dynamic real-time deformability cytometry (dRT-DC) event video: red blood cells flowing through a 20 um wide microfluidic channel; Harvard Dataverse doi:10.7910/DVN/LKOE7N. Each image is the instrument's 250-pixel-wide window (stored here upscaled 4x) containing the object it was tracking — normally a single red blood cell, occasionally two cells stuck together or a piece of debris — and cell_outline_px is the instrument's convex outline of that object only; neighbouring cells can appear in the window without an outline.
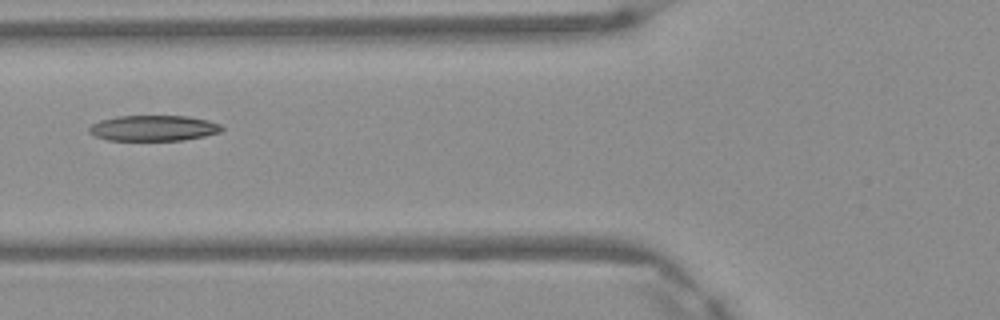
{"species": "Egyptian fruit bat (a non-hibernating species)", "species_latin": "Rousettus aegyptiacus", "temperature_condition": "warm", "stored_images_in_passage": 7, "camera_frame_rate_fps": 3000, "um_per_image_px": 0.085, "frame": {"image": 1, "passage_image": 6, "time_ms": 1.667, "image_size_px": [1000, 320], "cell_outline_px": [[224, 128], [220, 132], [204, 136], [184, 140], [108, 140], [96, 136], [88, 132], [88, 128], [92, 124], [100, 120], [116, 116], [188, 116], [208, 120], [220, 124]], "centroid_in_image_um": [13.05, 10.88], "position_along_channel_um": 112.8, "area_um2": 19.83}}
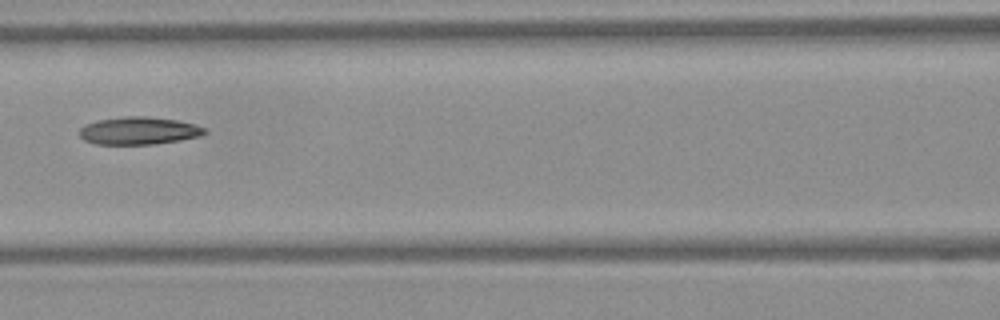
{"frame": {"image": 2, "passage_image": 7, "time_ms": 2.0, "image_size_px": [1000, 320], "cell_outline_px": [[208, 132], [200, 136], [180, 140], [156, 144], [96, 144], [84, 140], [80, 136], [80, 128], [84, 124], [100, 120], [124, 116], [148, 116], [176, 120], [192, 124], [204, 128]], "centroid_in_image_um": [11.78, 11.11], "position_along_channel_um": 154.8, "area_um2": 20.06}}